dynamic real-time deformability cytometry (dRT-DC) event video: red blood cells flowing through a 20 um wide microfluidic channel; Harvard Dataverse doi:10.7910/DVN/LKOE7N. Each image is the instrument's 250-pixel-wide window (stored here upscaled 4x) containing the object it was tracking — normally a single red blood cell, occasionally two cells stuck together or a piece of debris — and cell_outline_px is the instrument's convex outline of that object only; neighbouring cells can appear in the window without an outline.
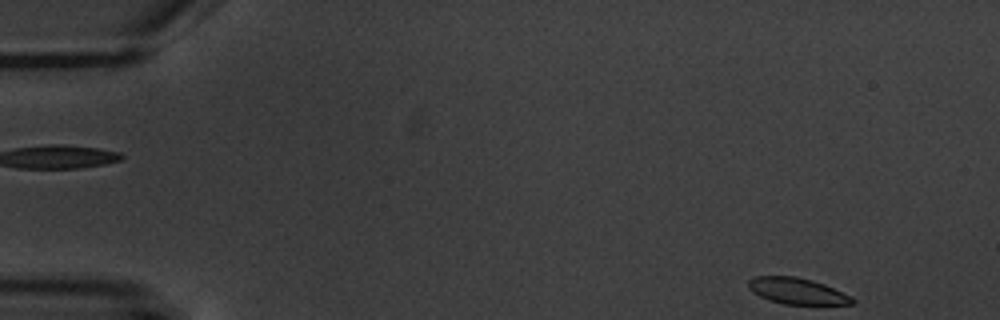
{"species": "common noctule bat (a hibernating species)", "species_latin": "Nyctalus noctula", "temperature_condition": "warm", "stored_images_in_passage": 2, "segment_of_instrument_passage": [2, 2], "camera_frame_rate_fps": 3000, "um_per_image_px": 0.085, "animal": {"sex": "male", "body_mass_g": 20.1, "forearm_length_mm": 53.5}, "frame": {"image": 1, "passage_image": 2, "time_ms": 1.0, "image_size_px": [1000, 320], "cell_outline_px": [[856, 304], [784, 304], [760, 296], [752, 292], [748, 288], [748, 280], [756, 276], [796, 276], [812, 280], [824, 284], [856, 300]], "centroid_in_image_um": [67.72, 24.73], "position_along_channel_um": 17.3, "area_um2": 15.61}}